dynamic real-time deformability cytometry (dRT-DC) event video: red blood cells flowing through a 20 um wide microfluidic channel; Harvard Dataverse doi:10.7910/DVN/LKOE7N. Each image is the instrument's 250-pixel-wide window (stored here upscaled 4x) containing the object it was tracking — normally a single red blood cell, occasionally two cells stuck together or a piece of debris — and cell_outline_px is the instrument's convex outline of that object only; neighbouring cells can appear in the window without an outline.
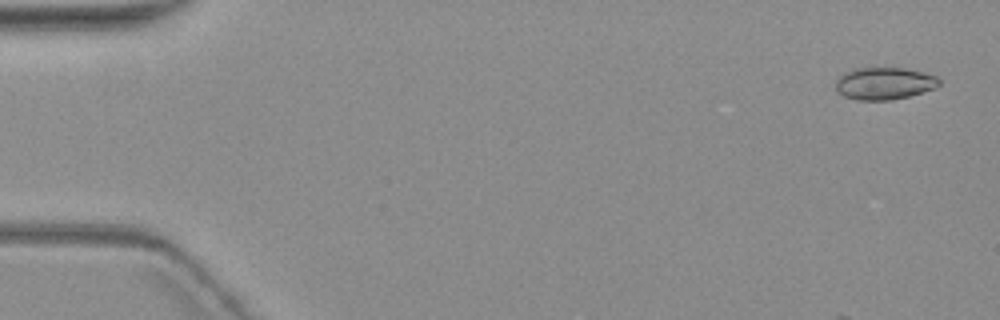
{"species": "common noctule bat (a hibernating species)", "species_latin": "Nyctalus noctula", "temperature_condition": "warm", "stored_images_in_passage": 5, "camera_frame_rate_fps": 3000, "um_per_image_px": 0.085, "animal": {"sex": "female", "body_mass_g": 19.3, "forearm_length_mm": 54.1}, "frame": {"image": 1, "passage_image": 1, "time_ms": 0.0, "image_size_px": [1000, 320], "cell_outline_px": [[940, 84], [936, 88], [908, 96], [892, 100], [856, 100], [844, 96], [836, 92], [836, 80], [844, 72], [852, 68], [904, 68], [924, 72], [936, 76], [940, 80]], "centroid_in_image_um": [75.15, 7.09], "position_along_channel_um": 9.9, "area_um2": 19.59}}
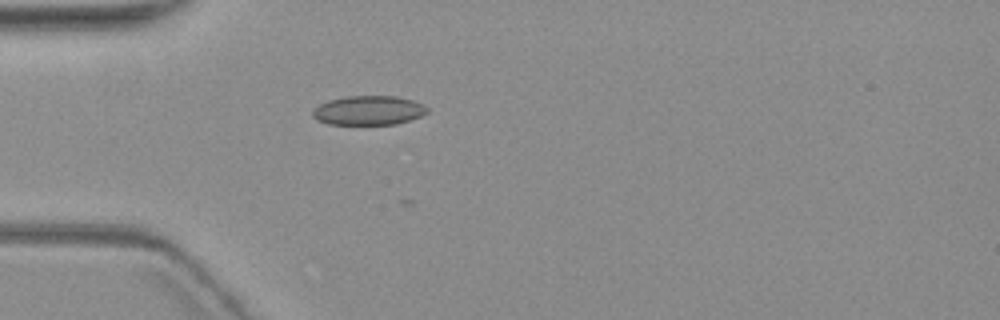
{"frame": {"image": 2, "passage_image": 5, "time_ms": 5.0, "image_size_px": [1000, 320], "cell_outline_px": [[428, 112], [420, 116], [396, 124], [328, 124], [316, 120], [312, 116], [312, 112], [320, 104], [328, 100], [348, 96], [396, 96], [412, 100], [428, 108]], "centroid_in_image_um": [31.3, 9.38], "position_along_channel_um": 53.7, "area_um2": 19.36}}